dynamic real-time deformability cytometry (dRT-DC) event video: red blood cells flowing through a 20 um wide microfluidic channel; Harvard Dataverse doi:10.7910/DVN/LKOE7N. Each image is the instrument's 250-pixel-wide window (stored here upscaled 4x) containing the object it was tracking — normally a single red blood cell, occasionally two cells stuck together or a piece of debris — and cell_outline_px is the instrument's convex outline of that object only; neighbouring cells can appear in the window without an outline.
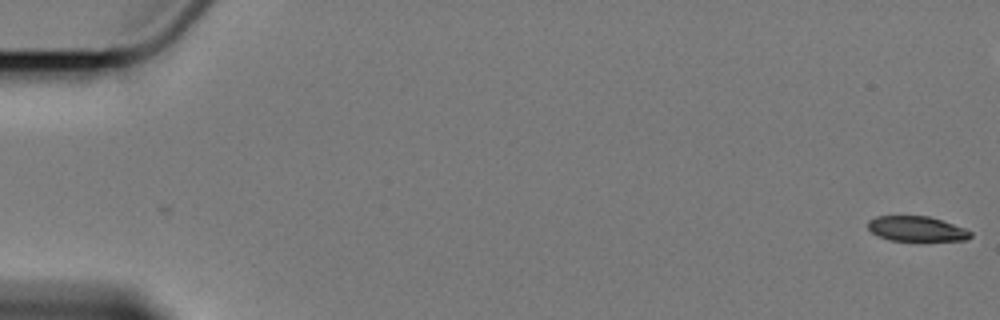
{"species": "Egyptian fruit bat (a non-hibernating species)", "species_latin": "Rousettus aegyptiacus", "temperature_condition": "cold", "stored_images_in_passage": 2, "camera_frame_rate_fps": 3000, "um_per_image_px": 0.085, "animal": {"sex": "female"}, "frame": {"image": 1, "passage_image": 2, "time_ms": 1.0, "image_size_px": [1000, 320], "cell_outline_px": [[972, 236], [968, 240], [892, 240], [880, 236], [872, 232], [868, 228], [868, 220], [876, 216], [928, 216], [964, 228], [972, 232]], "centroid_in_image_um": [77.91, 19.44], "position_along_channel_um": 7.1, "area_um2": 14.68}}